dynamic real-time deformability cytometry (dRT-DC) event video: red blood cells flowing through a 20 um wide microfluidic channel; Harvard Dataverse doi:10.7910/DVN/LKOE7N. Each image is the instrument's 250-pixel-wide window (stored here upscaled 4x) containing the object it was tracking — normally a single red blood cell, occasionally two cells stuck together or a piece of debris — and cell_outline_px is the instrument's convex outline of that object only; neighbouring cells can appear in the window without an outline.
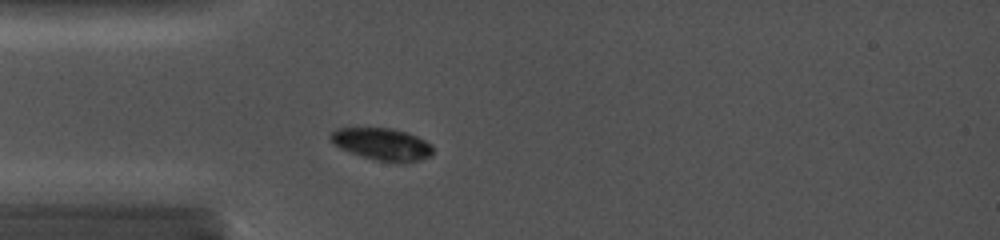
{"species": "common noctule bat (a hibernating species)", "species_latin": "Nyctalus noctula", "temperature_condition": "cold", "stored_images_in_passage": 11, "camera_frame_rate_fps": 5000, "um_per_image_px": 0.085, "animal": {"sex": "female", "body_mass_g": 19.0, "forearm_length_mm": 56.7}, "frame": {"image": 1, "passage_image": 10, "time_ms": 2.6, "image_size_px": [1000, 240], "cell_outline_px": [[432, 156], [420, 160], [396, 164], [376, 160], [340, 148], [328, 136], [336, 128], [392, 128], [408, 132], [432, 144]], "centroid_in_image_um": [32.53, 12.26], "position_along_channel_um": 52.5, "area_um2": 19.19}}